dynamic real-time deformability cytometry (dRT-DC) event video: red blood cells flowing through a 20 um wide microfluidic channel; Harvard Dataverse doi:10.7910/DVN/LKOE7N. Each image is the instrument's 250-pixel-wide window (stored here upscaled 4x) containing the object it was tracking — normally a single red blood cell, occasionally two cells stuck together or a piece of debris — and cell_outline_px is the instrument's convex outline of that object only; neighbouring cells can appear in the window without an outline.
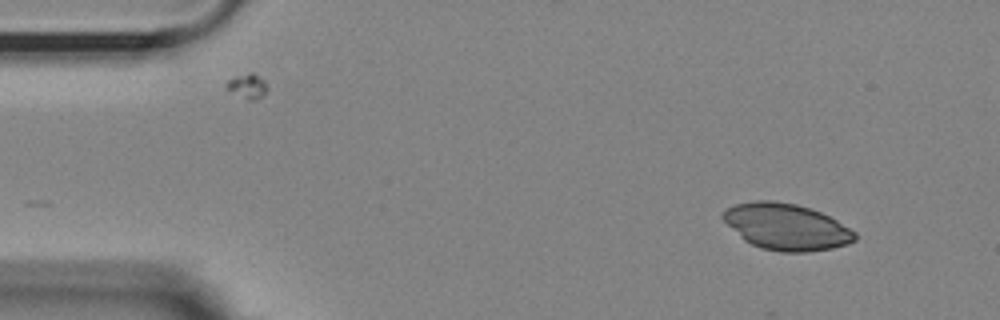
{"species": "Egyptian fruit bat (a non-hibernating species)", "species_latin": "Rousettus aegyptiacus", "temperature_condition": "room temperature", "stored_images_in_passage": 22, "camera_frame_rate_fps": 3000, "um_per_image_px": 0.085, "animal": {"sex": "female"}, "frame": {"image": 1, "passage_image": 1, "time_ms": 0.0, "image_size_px": [1000, 320], "cell_outline_px": [[856, 240], [848, 244], [832, 248], [808, 252], [780, 252], [760, 248], [744, 240], [720, 216], [728, 208], [736, 204], [756, 200], [772, 200], [796, 204], [820, 212], [836, 220], [856, 232]], "centroid_in_image_um": [66.85, 19.28], "position_along_channel_um": 18.1, "area_um2": 35.43}}